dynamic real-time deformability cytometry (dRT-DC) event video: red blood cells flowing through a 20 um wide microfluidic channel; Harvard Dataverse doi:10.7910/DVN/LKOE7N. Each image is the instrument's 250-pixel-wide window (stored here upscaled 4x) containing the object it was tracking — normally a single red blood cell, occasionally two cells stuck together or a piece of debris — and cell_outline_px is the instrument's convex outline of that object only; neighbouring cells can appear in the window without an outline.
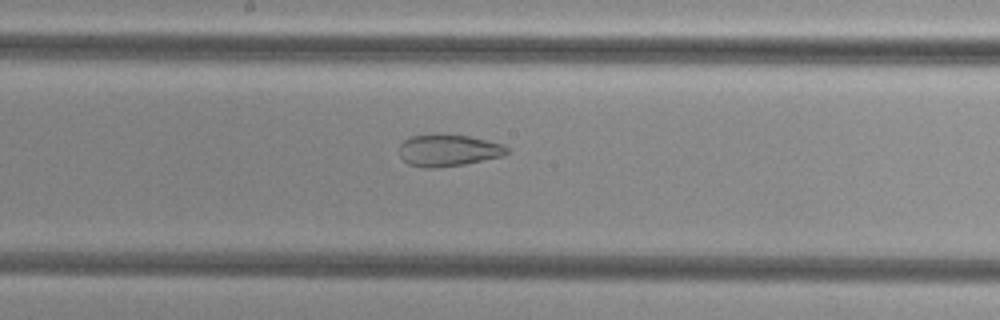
{"species": "common noctule bat (a hibernating species)", "species_latin": "Nyctalus noctula", "temperature_condition": "cold", "stored_images_in_passage": 40, "camera_frame_rate_fps": 3000, "um_per_image_px": 0.085, "animal": {"sex": "female", "body_mass_g": 29.2, "forearm_length_mm": 56.3}, "frame": {"image": 1, "passage_image": 16, "time_ms": 5.0, "image_size_px": [1000, 320], "cell_outline_px": [[508, 152], [504, 156], [464, 164], [432, 168], [424, 168], [408, 164], [400, 156], [400, 144], [404, 140], [412, 136], [468, 136], [504, 144], [508, 148]], "centroid_in_image_um": [38.13, 12.81], "position_along_channel_um": 210.1, "area_um2": 19.48}}
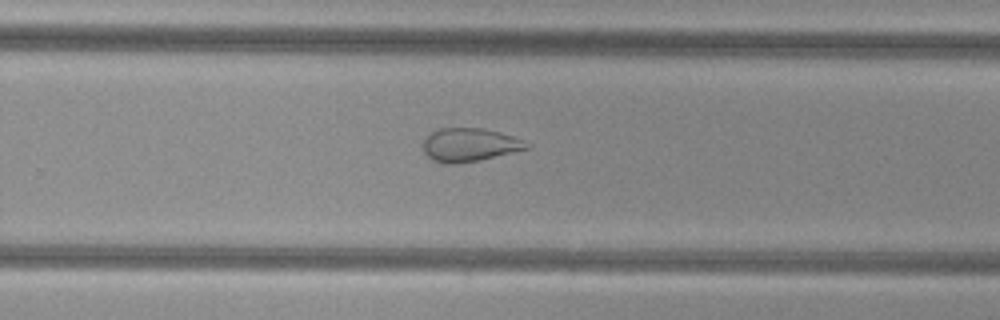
{"frame": {"image": 2, "passage_image": 22, "time_ms": 7.0, "image_size_px": [1000, 320], "cell_outline_px": [[532, 144], [528, 148], [480, 160], [452, 164], [444, 164], [432, 160], [424, 152], [420, 144], [432, 132], [440, 128], [484, 128], [500, 132], [512, 136]], "centroid_in_image_um": [39.88, 12.31], "position_along_channel_um": 289.9, "area_um2": 20.17}}
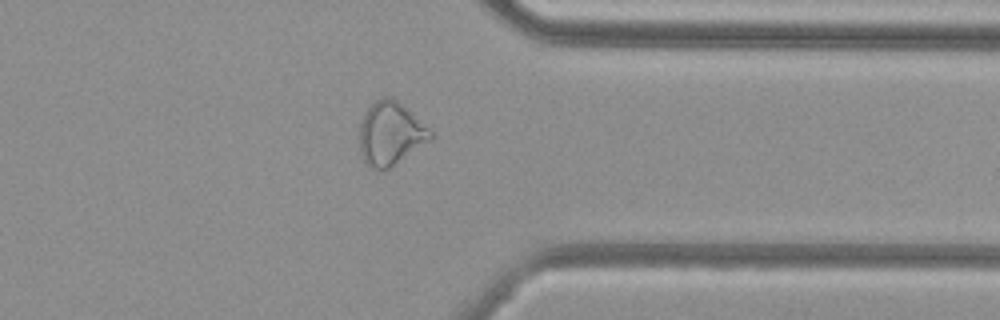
{"frame": {"image": 3, "passage_image": 29, "time_ms": 9.333, "image_size_px": [1000, 320], "cell_outline_px": [[436, 136], [432, 140], [388, 168], [372, 168], [364, 160], [360, 152], [360, 124], [364, 112], [376, 100], [384, 96], [392, 96], [428, 128]], "centroid_in_image_um": [33.19, 11.33], "position_along_channel_um": 378.2, "area_um2": 25.78}}